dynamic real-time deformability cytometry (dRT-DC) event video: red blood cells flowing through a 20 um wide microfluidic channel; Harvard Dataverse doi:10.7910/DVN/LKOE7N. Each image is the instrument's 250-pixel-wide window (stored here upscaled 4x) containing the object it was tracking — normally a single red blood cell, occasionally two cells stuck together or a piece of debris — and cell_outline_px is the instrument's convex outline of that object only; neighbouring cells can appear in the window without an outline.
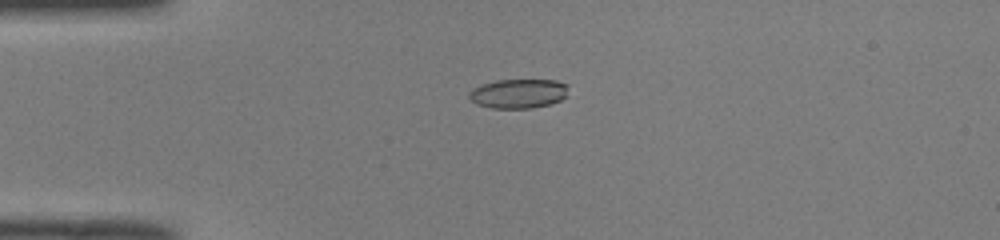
{"species": "common noctule bat (a hibernating species)", "species_latin": "Nyctalus noctula", "temperature_condition": "room temperature", "stored_images_in_passage": 39, "camera_frame_rate_fps": 3000, "um_per_image_px": 0.085, "animal": {"sex": "male", "body_mass_g": 19.0, "forearm_length_mm": 50.8}, "frame": {"image": 1, "passage_image": 1, "time_ms": 0.0, "image_size_px": [1000, 240], "cell_outline_px": [[568, 96], [560, 100], [548, 104], [532, 108], [492, 108], [476, 104], [468, 96], [468, 92], [472, 88], [480, 84], [496, 80], [556, 80], [568, 84]], "centroid_in_image_um": [44.06, 7.94], "position_along_channel_um": 40.9, "area_um2": 17.17}}
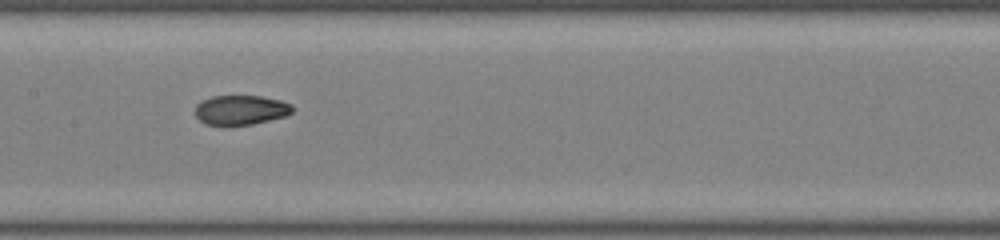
{"frame": {"image": 2, "passage_image": 14, "time_ms": 4.333, "image_size_px": [1000, 240], "cell_outline_px": [[292, 112], [284, 116], [252, 124], [204, 124], [196, 116], [196, 104], [212, 96], [260, 96], [280, 100], [292, 104]], "centroid_in_image_um": [20.46, 9.33], "position_along_channel_um": 186.9, "area_um2": 16.42}}
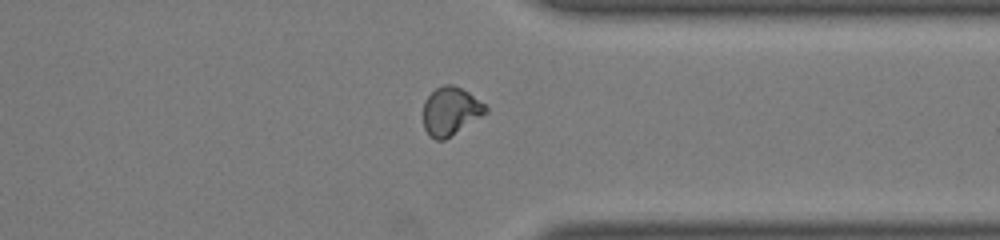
{"frame": {"image": 3, "passage_image": 28, "time_ms": 9.0, "image_size_px": [1000, 240], "cell_outline_px": [[488, 112], [444, 140], [436, 140], [424, 128], [424, 100], [436, 88], [444, 84], [452, 84], [468, 92], [484, 104], [488, 108]], "centroid_in_image_um": [38.3, 9.43], "position_along_channel_um": 373.1, "area_um2": 17.22}, "authors_computed_cell_mechanics": {"area_um2": 17.34, "velocity_mm_per_s": 4.0271, "shape_relaxation_time_tau1_ms": null, "shape_relaxation_time_tau2_ms": 1.6425, "deformation_change_tau1": null, "deformation_change_tau2": 0.0515}}